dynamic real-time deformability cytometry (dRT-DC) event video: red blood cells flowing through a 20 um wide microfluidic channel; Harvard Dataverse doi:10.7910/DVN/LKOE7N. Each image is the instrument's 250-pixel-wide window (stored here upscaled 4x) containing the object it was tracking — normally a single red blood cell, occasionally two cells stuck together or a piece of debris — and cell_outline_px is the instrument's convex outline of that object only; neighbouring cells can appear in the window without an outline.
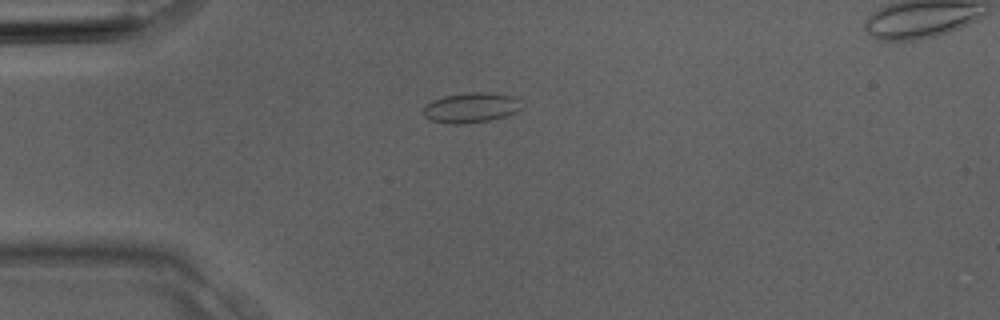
{"species": "Egyptian fruit bat (a non-hibernating species)", "species_latin": "Rousettus aegyptiacus", "temperature_condition": "room temperature", "stored_images_in_passage": 3, "camera_frame_rate_fps": 3000, "um_per_image_px": 0.085, "animal": {"sex": "male"}, "frame": {"image": 1, "passage_image": 2, "time_ms": 0.333, "image_size_px": [1000, 320], "cell_outline_px": [[524, 108], [516, 112], [504, 116], [488, 120], [460, 124], [452, 124], [432, 120], [424, 116], [420, 112], [432, 100], [444, 96], [464, 92], [492, 92], [512, 96], [520, 100]], "centroid_in_image_um": [40.05, 9.13], "position_along_channel_um": 44.9, "area_um2": 17.34}}